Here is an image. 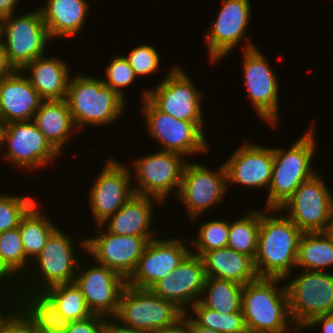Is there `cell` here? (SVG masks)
Listing matches in <instances>:
<instances>
[{
  "mask_svg": "<svg viewBox=\"0 0 333 333\" xmlns=\"http://www.w3.org/2000/svg\"><path fill=\"white\" fill-rule=\"evenodd\" d=\"M262 212L254 258L257 273L259 277L290 278L294 267L296 269L298 244L303 232L279 209ZM277 212L279 216H273Z\"/></svg>",
  "mask_w": 333,
  "mask_h": 333,
  "instance_id": "6da1fadb",
  "label": "cell"
},
{
  "mask_svg": "<svg viewBox=\"0 0 333 333\" xmlns=\"http://www.w3.org/2000/svg\"><path fill=\"white\" fill-rule=\"evenodd\" d=\"M283 280L259 277L244 285L241 311L248 332L300 333L302 331L294 325L291 326L293 322L289 315L285 282L283 286L278 285Z\"/></svg>",
  "mask_w": 333,
  "mask_h": 333,
  "instance_id": "7a4b0ae2",
  "label": "cell"
},
{
  "mask_svg": "<svg viewBox=\"0 0 333 333\" xmlns=\"http://www.w3.org/2000/svg\"><path fill=\"white\" fill-rule=\"evenodd\" d=\"M313 125L288 149L273 147L272 179L265 209H280L301 183L318 173L312 166L317 147Z\"/></svg>",
  "mask_w": 333,
  "mask_h": 333,
  "instance_id": "3957f363",
  "label": "cell"
},
{
  "mask_svg": "<svg viewBox=\"0 0 333 333\" xmlns=\"http://www.w3.org/2000/svg\"><path fill=\"white\" fill-rule=\"evenodd\" d=\"M74 75L70 78L65 100L77 130L86 125H111L121 118L126 104L121 96L97 76Z\"/></svg>",
  "mask_w": 333,
  "mask_h": 333,
  "instance_id": "277c9868",
  "label": "cell"
},
{
  "mask_svg": "<svg viewBox=\"0 0 333 333\" xmlns=\"http://www.w3.org/2000/svg\"><path fill=\"white\" fill-rule=\"evenodd\" d=\"M71 237L69 233L67 235L58 227L50 235L40 254L30 264L33 268H29L28 272L31 269L32 274L24 276L28 278V275H32L34 278L32 281L30 277V280L26 278L22 284H17L20 286L18 289L44 291L54 285L73 283L81 259L76 255L79 248L75 246L76 242Z\"/></svg>",
  "mask_w": 333,
  "mask_h": 333,
  "instance_id": "5b68a950",
  "label": "cell"
},
{
  "mask_svg": "<svg viewBox=\"0 0 333 333\" xmlns=\"http://www.w3.org/2000/svg\"><path fill=\"white\" fill-rule=\"evenodd\" d=\"M183 315L184 312L173 302L155 295L150 289L126 284L112 318L127 328L155 333L175 324Z\"/></svg>",
  "mask_w": 333,
  "mask_h": 333,
  "instance_id": "8992f818",
  "label": "cell"
},
{
  "mask_svg": "<svg viewBox=\"0 0 333 333\" xmlns=\"http://www.w3.org/2000/svg\"><path fill=\"white\" fill-rule=\"evenodd\" d=\"M15 15L0 20V39L9 65L13 70H22L29 62L45 54L51 37L39 8Z\"/></svg>",
  "mask_w": 333,
  "mask_h": 333,
  "instance_id": "52a82bcc",
  "label": "cell"
},
{
  "mask_svg": "<svg viewBox=\"0 0 333 333\" xmlns=\"http://www.w3.org/2000/svg\"><path fill=\"white\" fill-rule=\"evenodd\" d=\"M303 270L285 283L288 310L297 329L320 315L333 314V273Z\"/></svg>",
  "mask_w": 333,
  "mask_h": 333,
  "instance_id": "ba28073f",
  "label": "cell"
},
{
  "mask_svg": "<svg viewBox=\"0 0 333 333\" xmlns=\"http://www.w3.org/2000/svg\"><path fill=\"white\" fill-rule=\"evenodd\" d=\"M181 68L173 65L157 86L143 91L142 100L147 98L159 111L179 120L204 122L203 94Z\"/></svg>",
  "mask_w": 333,
  "mask_h": 333,
  "instance_id": "9c48e42d",
  "label": "cell"
},
{
  "mask_svg": "<svg viewBox=\"0 0 333 333\" xmlns=\"http://www.w3.org/2000/svg\"><path fill=\"white\" fill-rule=\"evenodd\" d=\"M148 135L160 143V150L182 154L184 157L207 153L206 122H187L159 111L147 98L142 101Z\"/></svg>",
  "mask_w": 333,
  "mask_h": 333,
  "instance_id": "30bf717a",
  "label": "cell"
},
{
  "mask_svg": "<svg viewBox=\"0 0 333 333\" xmlns=\"http://www.w3.org/2000/svg\"><path fill=\"white\" fill-rule=\"evenodd\" d=\"M184 158L182 154L160 150L134 159L131 167L132 177L135 176L132 179L137 183L133 186L134 194L158 198L163 204L171 194L177 196L189 161Z\"/></svg>",
  "mask_w": 333,
  "mask_h": 333,
  "instance_id": "8fae6325",
  "label": "cell"
},
{
  "mask_svg": "<svg viewBox=\"0 0 333 333\" xmlns=\"http://www.w3.org/2000/svg\"><path fill=\"white\" fill-rule=\"evenodd\" d=\"M321 174H314L295 190L279 209L302 232H326L329 230L333 212V194ZM326 184V185H325ZM287 209V210H286Z\"/></svg>",
  "mask_w": 333,
  "mask_h": 333,
  "instance_id": "7c38bea8",
  "label": "cell"
},
{
  "mask_svg": "<svg viewBox=\"0 0 333 333\" xmlns=\"http://www.w3.org/2000/svg\"><path fill=\"white\" fill-rule=\"evenodd\" d=\"M227 184L224 163L218 167V170L217 168L213 170L198 162L187 161L176 198L183 204L188 217L194 222L208 209L221 204L228 192Z\"/></svg>",
  "mask_w": 333,
  "mask_h": 333,
  "instance_id": "4fadbf2b",
  "label": "cell"
},
{
  "mask_svg": "<svg viewBox=\"0 0 333 333\" xmlns=\"http://www.w3.org/2000/svg\"><path fill=\"white\" fill-rule=\"evenodd\" d=\"M242 53L244 83L253 110L275 128L280 116L278 75L258 47Z\"/></svg>",
  "mask_w": 333,
  "mask_h": 333,
  "instance_id": "5bb4252c",
  "label": "cell"
},
{
  "mask_svg": "<svg viewBox=\"0 0 333 333\" xmlns=\"http://www.w3.org/2000/svg\"><path fill=\"white\" fill-rule=\"evenodd\" d=\"M222 6L217 13L215 21L211 22L210 27L205 33L207 40V54L213 64L222 61L232 49L245 39L241 46L242 51L255 48L249 36L244 38L248 29L251 15L250 0H221ZM247 41V42H246Z\"/></svg>",
  "mask_w": 333,
  "mask_h": 333,
  "instance_id": "9a60e30c",
  "label": "cell"
},
{
  "mask_svg": "<svg viewBox=\"0 0 333 333\" xmlns=\"http://www.w3.org/2000/svg\"><path fill=\"white\" fill-rule=\"evenodd\" d=\"M101 228L102 225H98L99 235L85 237L78 245L86 251L84 255L90 254L89 258L96 263L116 271L127 280L134 272L148 241L139 236L111 234Z\"/></svg>",
  "mask_w": 333,
  "mask_h": 333,
  "instance_id": "2e32d148",
  "label": "cell"
},
{
  "mask_svg": "<svg viewBox=\"0 0 333 333\" xmlns=\"http://www.w3.org/2000/svg\"><path fill=\"white\" fill-rule=\"evenodd\" d=\"M3 143L7 145V151L2 156L17 169L35 171L51 165L50 162L61 156L33 120L6 124Z\"/></svg>",
  "mask_w": 333,
  "mask_h": 333,
  "instance_id": "e0dca14e",
  "label": "cell"
},
{
  "mask_svg": "<svg viewBox=\"0 0 333 333\" xmlns=\"http://www.w3.org/2000/svg\"><path fill=\"white\" fill-rule=\"evenodd\" d=\"M81 259L74 283L82 292L93 314L113 317L117 312L127 280L121 274L94 260L93 265L89 266L87 263L84 265V257ZM82 263L84 267L81 266Z\"/></svg>",
  "mask_w": 333,
  "mask_h": 333,
  "instance_id": "ac0fdd59",
  "label": "cell"
},
{
  "mask_svg": "<svg viewBox=\"0 0 333 333\" xmlns=\"http://www.w3.org/2000/svg\"><path fill=\"white\" fill-rule=\"evenodd\" d=\"M123 164L110 158L89 188L90 212L97 223L96 227L114 215L134 195L131 169Z\"/></svg>",
  "mask_w": 333,
  "mask_h": 333,
  "instance_id": "d6986e66",
  "label": "cell"
},
{
  "mask_svg": "<svg viewBox=\"0 0 333 333\" xmlns=\"http://www.w3.org/2000/svg\"><path fill=\"white\" fill-rule=\"evenodd\" d=\"M191 252L183 240L172 238L150 240L138 264L127 279V285L135 288L151 289L166 275L173 272Z\"/></svg>",
  "mask_w": 333,
  "mask_h": 333,
  "instance_id": "ffe728a7",
  "label": "cell"
},
{
  "mask_svg": "<svg viewBox=\"0 0 333 333\" xmlns=\"http://www.w3.org/2000/svg\"><path fill=\"white\" fill-rule=\"evenodd\" d=\"M192 251L173 272L150 289L155 295L173 302L184 313L201 298L206 279L203 261Z\"/></svg>",
  "mask_w": 333,
  "mask_h": 333,
  "instance_id": "44dd1931",
  "label": "cell"
},
{
  "mask_svg": "<svg viewBox=\"0 0 333 333\" xmlns=\"http://www.w3.org/2000/svg\"><path fill=\"white\" fill-rule=\"evenodd\" d=\"M244 141L224 161L227 172V188L237 184L262 189L270 186L273 168V148Z\"/></svg>",
  "mask_w": 333,
  "mask_h": 333,
  "instance_id": "7402d4cb",
  "label": "cell"
},
{
  "mask_svg": "<svg viewBox=\"0 0 333 333\" xmlns=\"http://www.w3.org/2000/svg\"><path fill=\"white\" fill-rule=\"evenodd\" d=\"M42 101L21 70L0 79V119L4 123L33 120Z\"/></svg>",
  "mask_w": 333,
  "mask_h": 333,
  "instance_id": "603a6c76",
  "label": "cell"
},
{
  "mask_svg": "<svg viewBox=\"0 0 333 333\" xmlns=\"http://www.w3.org/2000/svg\"><path fill=\"white\" fill-rule=\"evenodd\" d=\"M21 291L14 293L13 290L14 297L9 293L11 301H13L12 307L18 311L35 332L65 333L71 321L57 311L55 303L44 291L30 289H22Z\"/></svg>",
  "mask_w": 333,
  "mask_h": 333,
  "instance_id": "cb8c5ba5",
  "label": "cell"
},
{
  "mask_svg": "<svg viewBox=\"0 0 333 333\" xmlns=\"http://www.w3.org/2000/svg\"><path fill=\"white\" fill-rule=\"evenodd\" d=\"M155 199V200H154ZM163 204L158 198L134 194L114 215L101 225L111 234L139 236L148 242L156 237L151 226L154 217L153 204ZM153 215V216H152Z\"/></svg>",
  "mask_w": 333,
  "mask_h": 333,
  "instance_id": "d4e9b609",
  "label": "cell"
},
{
  "mask_svg": "<svg viewBox=\"0 0 333 333\" xmlns=\"http://www.w3.org/2000/svg\"><path fill=\"white\" fill-rule=\"evenodd\" d=\"M70 66L60 57L39 56L29 62L21 71L43 100H63L66 98L71 72Z\"/></svg>",
  "mask_w": 333,
  "mask_h": 333,
  "instance_id": "484cf974",
  "label": "cell"
},
{
  "mask_svg": "<svg viewBox=\"0 0 333 333\" xmlns=\"http://www.w3.org/2000/svg\"><path fill=\"white\" fill-rule=\"evenodd\" d=\"M44 4L39 9L52 40L79 35L91 7L88 0H47Z\"/></svg>",
  "mask_w": 333,
  "mask_h": 333,
  "instance_id": "4316f807",
  "label": "cell"
},
{
  "mask_svg": "<svg viewBox=\"0 0 333 333\" xmlns=\"http://www.w3.org/2000/svg\"><path fill=\"white\" fill-rule=\"evenodd\" d=\"M201 259L206 277H215L246 285L259 278L254 259L229 247L205 252Z\"/></svg>",
  "mask_w": 333,
  "mask_h": 333,
  "instance_id": "83f0119b",
  "label": "cell"
},
{
  "mask_svg": "<svg viewBox=\"0 0 333 333\" xmlns=\"http://www.w3.org/2000/svg\"><path fill=\"white\" fill-rule=\"evenodd\" d=\"M33 121L51 146L60 154L69 137L76 132L67 101L43 100Z\"/></svg>",
  "mask_w": 333,
  "mask_h": 333,
  "instance_id": "f1b7e54d",
  "label": "cell"
},
{
  "mask_svg": "<svg viewBox=\"0 0 333 333\" xmlns=\"http://www.w3.org/2000/svg\"><path fill=\"white\" fill-rule=\"evenodd\" d=\"M29 264L31 263L26 259L25 251L22 244L21 234L19 232V227L1 233L0 234V287L3 284L4 285L0 289L2 290L4 287V292H5V285L8 284L9 286H11V287L7 286L6 290H8V288L14 287L16 283L21 284L23 282L21 281L22 277H24V275H26L29 271L30 268ZM12 283L14 284L13 286Z\"/></svg>",
  "mask_w": 333,
  "mask_h": 333,
  "instance_id": "f546056e",
  "label": "cell"
},
{
  "mask_svg": "<svg viewBox=\"0 0 333 333\" xmlns=\"http://www.w3.org/2000/svg\"><path fill=\"white\" fill-rule=\"evenodd\" d=\"M42 207L39 201L36 202L22 217L19 224L25 256L31 263L40 254L50 235L58 228L49 216L43 213Z\"/></svg>",
  "mask_w": 333,
  "mask_h": 333,
  "instance_id": "4dcf8cb0",
  "label": "cell"
},
{
  "mask_svg": "<svg viewBox=\"0 0 333 333\" xmlns=\"http://www.w3.org/2000/svg\"><path fill=\"white\" fill-rule=\"evenodd\" d=\"M330 266H333V236L328 231L303 232L298 244L296 268L324 272Z\"/></svg>",
  "mask_w": 333,
  "mask_h": 333,
  "instance_id": "1f68e13d",
  "label": "cell"
},
{
  "mask_svg": "<svg viewBox=\"0 0 333 333\" xmlns=\"http://www.w3.org/2000/svg\"><path fill=\"white\" fill-rule=\"evenodd\" d=\"M243 287L233 281L206 277L199 302L204 307L223 314L242 312Z\"/></svg>",
  "mask_w": 333,
  "mask_h": 333,
  "instance_id": "d6a6232c",
  "label": "cell"
},
{
  "mask_svg": "<svg viewBox=\"0 0 333 333\" xmlns=\"http://www.w3.org/2000/svg\"><path fill=\"white\" fill-rule=\"evenodd\" d=\"M246 212L248 213L243 218L229 222L227 247L254 259L257 253L261 210L252 208Z\"/></svg>",
  "mask_w": 333,
  "mask_h": 333,
  "instance_id": "836d02e7",
  "label": "cell"
},
{
  "mask_svg": "<svg viewBox=\"0 0 333 333\" xmlns=\"http://www.w3.org/2000/svg\"><path fill=\"white\" fill-rule=\"evenodd\" d=\"M44 292L53 300L57 311L70 321L84 320L93 315L74 282L54 285Z\"/></svg>",
  "mask_w": 333,
  "mask_h": 333,
  "instance_id": "e575fe53",
  "label": "cell"
},
{
  "mask_svg": "<svg viewBox=\"0 0 333 333\" xmlns=\"http://www.w3.org/2000/svg\"><path fill=\"white\" fill-rule=\"evenodd\" d=\"M189 316L200 326L213 329L220 333H247V328L242 312L225 313L217 312L204 307L199 301L190 309ZM196 316V317H194Z\"/></svg>",
  "mask_w": 333,
  "mask_h": 333,
  "instance_id": "d590c367",
  "label": "cell"
},
{
  "mask_svg": "<svg viewBox=\"0 0 333 333\" xmlns=\"http://www.w3.org/2000/svg\"><path fill=\"white\" fill-rule=\"evenodd\" d=\"M199 226L197 232L198 238L190 242L192 247L195 248L192 252L193 254L201 257L205 252L210 250L227 247L229 220L217 219L202 223Z\"/></svg>",
  "mask_w": 333,
  "mask_h": 333,
  "instance_id": "8d00e7d4",
  "label": "cell"
},
{
  "mask_svg": "<svg viewBox=\"0 0 333 333\" xmlns=\"http://www.w3.org/2000/svg\"><path fill=\"white\" fill-rule=\"evenodd\" d=\"M36 202L24 195L0 194V234L19 227L22 217Z\"/></svg>",
  "mask_w": 333,
  "mask_h": 333,
  "instance_id": "74e56055",
  "label": "cell"
},
{
  "mask_svg": "<svg viewBox=\"0 0 333 333\" xmlns=\"http://www.w3.org/2000/svg\"><path fill=\"white\" fill-rule=\"evenodd\" d=\"M104 69L107 78H102L104 84L126 100L123 88L130 86L137 78L128 59L122 54L116 55Z\"/></svg>",
  "mask_w": 333,
  "mask_h": 333,
  "instance_id": "f35d334b",
  "label": "cell"
},
{
  "mask_svg": "<svg viewBox=\"0 0 333 333\" xmlns=\"http://www.w3.org/2000/svg\"><path fill=\"white\" fill-rule=\"evenodd\" d=\"M154 48L156 47L142 44L134 47L127 56L125 55L138 78L152 74L160 68V56Z\"/></svg>",
  "mask_w": 333,
  "mask_h": 333,
  "instance_id": "ab89813d",
  "label": "cell"
},
{
  "mask_svg": "<svg viewBox=\"0 0 333 333\" xmlns=\"http://www.w3.org/2000/svg\"><path fill=\"white\" fill-rule=\"evenodd\" d=\"M10 304L12 303L10 302L8 306L7 302L9 308L6 310L9 311H4V308L2 310L0 304V333H33L34 329L15 308H10L12 306Z\"/></svg>",
  "mask_w": 333,
  "mask_h": 333,
  "instance_id": "60d3db41",
  "label": "cell"
},
{
  "mask_svg": "<svg viewBox=\"0 0 333 333\" xmlns=\"http://www.w3.org/2000/svg\"><path fill=\"white\" fill-rule=\"evenodd\" d=\"M105 316L93 314L87 319L71 321L65 333H103Z\"/></svg>",
  "mask_w": 333,
  "mask_h": 333,
  "instance_id": "b9f144b4",
  "label": "cell"
},
{
  "mask_svg": "<svg viewBox=\"0 0 333 333\" xmlns=\"http://www.w3.org/2000/svg\"><path fill=\"white\" fill-rule=\"evenodd\" d=\"M319 325L322 327L321 332L322 333H333V314L328 315H320L317 317L312 318L309 322H307L303 327V329H311L315 328V326Z\"/></svg>",
  "mask_w": 333,
  "mask_h": 333,
  "instance_id": "7bdbcfd3",
  "label": "cell"
},
{
  "mask_svg": "<svg viewBox=\"0 0 333 333\" xmlns=\"http://www.w3.org/2000/svg\"><path fill=\"white\" fill-rule=\"evenodd\" d=\"M155 333H191L188 326V313H184L175 324L158 329Z\"/></svg>",
  "mask_w": 333,
  "mask_h": 333,
  "instance_id": "ee69618b",
  "label": "cell"
},
{
  "mask_svg": "<svg viewBox=\"0 0 333 333\" xmlns=\"http://www.w3.org/2000/svg\"><path fill=\"white\" fill-rule=\"evenodd\" d=\"M103 333H147V332L127 328L123 325H120L112 317L111 318L105 317V329Z\"/></svg>",
  "mask_w": 333,
  "mask_h": 333,
  "instance_id": "f6af8a7d",
  "label": "cell"
},
{
  "mask_svg": "<svg viewBox=\"0 0 333 333\" xmlns=\"http://www.w3.org/2000/svg\"><path fill=\"white\" fill-rule=\"evenodd\" d=\"M17 5L19 0H0V20L14 14Z\"/></svg>",
  "mask_w": 333,
  "mask_h": 333,
  "instance_id": "bcb514c9",
  "label": "cell"
},
{
  "mask_svg": "<svg viewBox=\"0 0 333 333\" xmlns=\"http://www.w3.org/2000/svg\"><path fill=\"white\" fill-rule=\"evenodd\" d=\"M13 71V68L9 65L6 59L5 48L3 47L2 41L0 39V79L10 75Z\"/></svg>",
  "mask_w": 333,
  "mask_h": 333,
  "instance_id": "7dc6e473",
  "label": "cell"
},
{
  "mask_svg": "<svg viewBox=\"0 0 333 333\" xmlns=\"http://www.w3.org/2000/svg\"><path fill=\"white\" fill-rule=\"evenodd\" d=\"M188 313V326L190 329L191 333H220L217 332L213 329H209L203 326L198 325L190 316H189V312Z\"/></svg>",
  "mask_w": 333,
  "mask_h": 333,
  "instance_id": "c3c4849f",
  "label": "cell"
},
{
  "mask_svg": "<svg viewBox=\"0 0 333 333\" xmlns=\"http://www.w3.org/2000/svg\"><path fill=\"white\" fill-rule=\"evenodd\" d=\"M6 129V123H4L1 119H0V152L2 154V150L4 148V132Z\"/></svg>",
  "mask_w": 333,
  "mask_h": 333,
  "instance_id": "681fc988",
  "label": "cell"
},
{
  "mask_svg": "<svg viewBox=\"0 0 333 333\" xmlns=\"http://www.w3.org/2000/svg\"><path fill=\"white\" fill-rule=\"evenodd\" d=\"M328 232L333 236V212L331 217V223Z\"/></svg>",
  "mask_w": 333,
  "mask_h": 333,
  "instance_id": "f907efd6",
  "label": "cell"
}]
</instances>
